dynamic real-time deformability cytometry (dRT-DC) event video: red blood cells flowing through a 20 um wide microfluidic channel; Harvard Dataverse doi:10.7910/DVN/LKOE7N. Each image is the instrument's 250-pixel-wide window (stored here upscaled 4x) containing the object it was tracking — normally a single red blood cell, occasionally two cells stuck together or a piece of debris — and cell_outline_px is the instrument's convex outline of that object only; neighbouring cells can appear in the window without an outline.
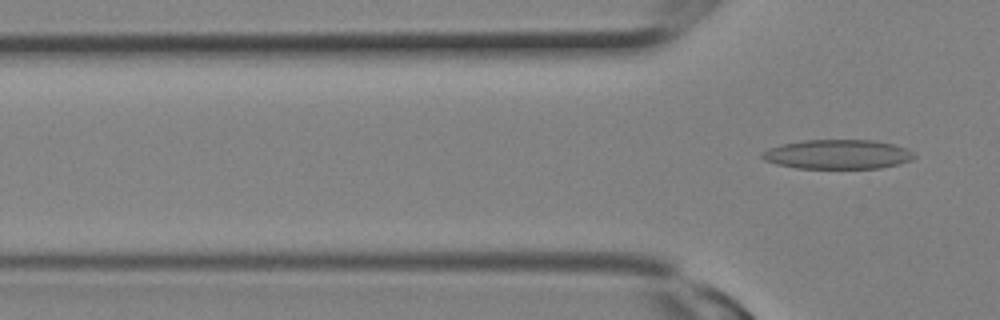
{"species": "Egyptian fruit bat (a non-hibernating species)", "species_latin": "Rousettus aegyptiacus", "temperature_condition": "room temperature", "stored_images_in_passage": 3, "camera_frame_rate_fps": 3000, "um_per_image_px": 0.085, "animal": {"sex": "female"}, "frame": {"image": 1, "passage_image": 3, "time_ms": 0.667, "image_size_px": [1000, 320], "cell_outline_px": [[916, 156], [912, 160], [900, 164], [880, 168], [796, 168], [776, 164], [764, 160], [760, 156], [760, 152], [768, 148], [784, 144], [804, 140], [876, 140], [908, 148]], "centroid_in_image_um": [71.21, 13.12], "position_along_channel_um": 54.6, "area_um2": 26.18}}